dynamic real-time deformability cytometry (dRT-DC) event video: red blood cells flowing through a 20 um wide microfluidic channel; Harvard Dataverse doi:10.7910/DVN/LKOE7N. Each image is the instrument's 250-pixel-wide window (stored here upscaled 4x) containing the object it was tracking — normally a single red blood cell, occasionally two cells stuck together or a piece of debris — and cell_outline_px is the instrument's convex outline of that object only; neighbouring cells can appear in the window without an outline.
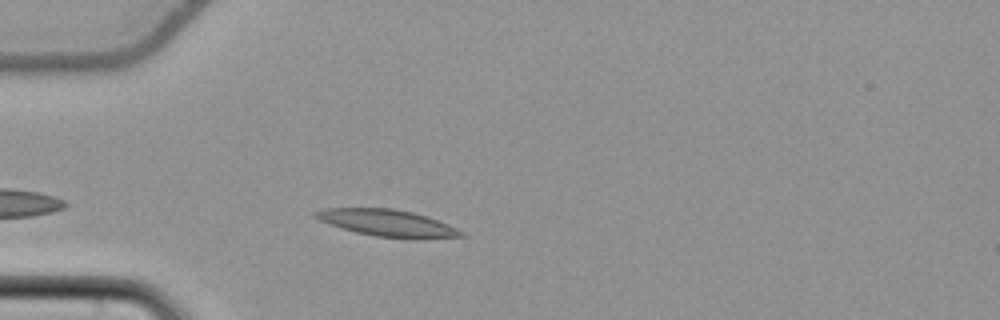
{"species": "common noctule bat (a hibernating species)", "species_latin": "Nyctalus noctula", "temperature_condition": "cold", "stored_images_in_passage": 42, "camera_frame_rate_fps": 3000, "um_per_image_px": 0.085, "animal": {"sex": "female", "body_mass_g": 22.7, "forearm_length_mm": 54.2}, "frame": {"image": 1, "passage_image": 6, "time_ms": 1.667, "image_size_px": [1000, 320], "cell_outline_px": [[468, 236], [420, 240], [376, 236], [356, 232], [320, 220], [312, 216], [312, 212], [328, 208], [392, 208], [412, 212], [448, 224], [464, 232]], "centroid_in_image_um": [33.0, 18.97], "position_along_channel_um": 52.0, "area_um2": 22.77}}
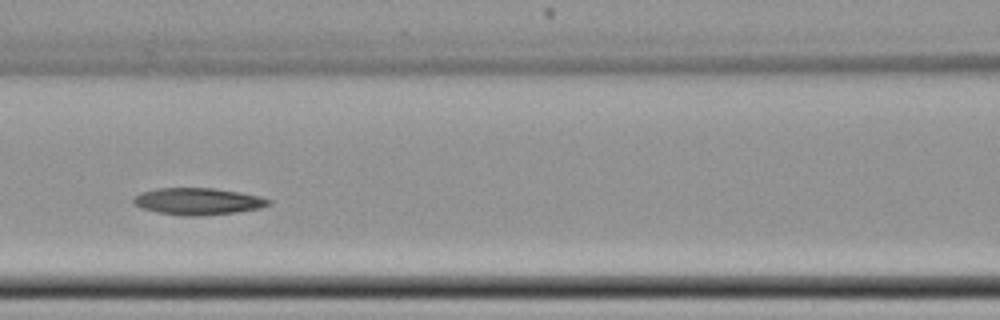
{"frame": {"image": 2, "passage_image": 15, "time_ms": 4.667, "image_size_px": [1000, 320], "cell_outline_px": [[272, 204], [260, 208], [236, 212], [204, 216], [188, 216], [160, 212], [140, 208], [132, 204], [132, 200], [140, 192], [156, 188], [212, 188], [240, 192], [260, 196], [272, 200]], "centroid_in_image_um": [16.83, 17.11], "position_along_channel_um": 149.8, "area_um2": 21.27}}
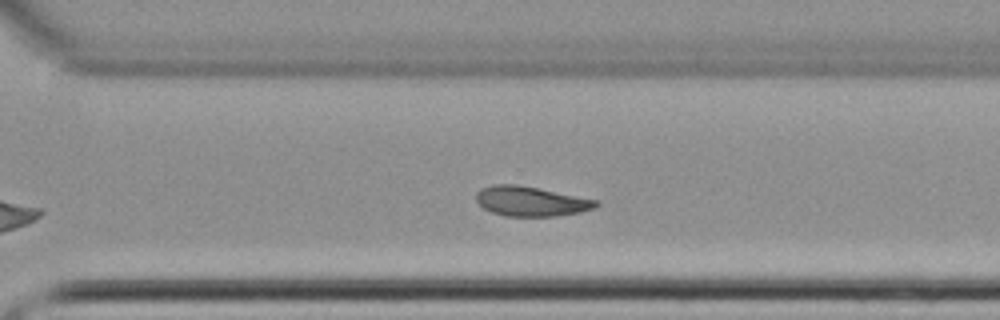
{"frame": {"image": 3, "passage_image": 29, "time_ms": 9.333, "image_size_px": [1000, 320], "cell_outline_px": [[600, 204], [596, 208], [580, 212], [556, 216], [504, 216], [492, 212], [484, 208], [476, 200], [476, 192], [480, 188], [492, 184], [516, 184], [596, 200]], "centroid_in_image_um": [45.09, 17.11], "position_along_channel_um": 325.5, "area_um2": 20.63}}